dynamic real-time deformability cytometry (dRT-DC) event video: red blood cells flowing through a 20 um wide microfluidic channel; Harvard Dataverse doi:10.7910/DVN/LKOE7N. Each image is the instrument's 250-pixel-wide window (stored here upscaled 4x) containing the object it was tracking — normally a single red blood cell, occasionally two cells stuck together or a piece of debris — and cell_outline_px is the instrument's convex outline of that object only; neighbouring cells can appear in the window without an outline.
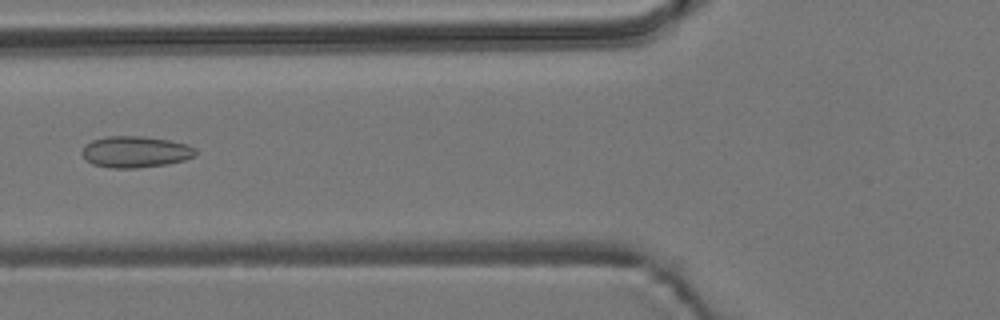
{"species": "common noctule bat (a hibernating species)", "species_latin": "Nyctalus noctula", "temperature_condition": "room temperature", "stored_images_in_passage": 2, "camera_frame_rate_fps": 3000, "um_per_image_px": 0.085, "animal": {"sex": "male", "body_mass_g": 19.2, "forearm_length_mm": 51.8}, "frame": {"image": 1, "passage_image": 2, "time_ms": 0.333, "image_size_px": [1000, 320], "cell_outline_px": [[196, 156], [184, 160], [168, 164], [136, 168], [112, 168], [92, 164], [80, 152], [84, 144], [92, 140], [104, 136], [144, 136], [168, 140], [188, 144], [196, 148]], "centroid_in_image_um": [11.51, 12.9], "position_along_channel_um": 114.3, "area_um2": 20.98}}